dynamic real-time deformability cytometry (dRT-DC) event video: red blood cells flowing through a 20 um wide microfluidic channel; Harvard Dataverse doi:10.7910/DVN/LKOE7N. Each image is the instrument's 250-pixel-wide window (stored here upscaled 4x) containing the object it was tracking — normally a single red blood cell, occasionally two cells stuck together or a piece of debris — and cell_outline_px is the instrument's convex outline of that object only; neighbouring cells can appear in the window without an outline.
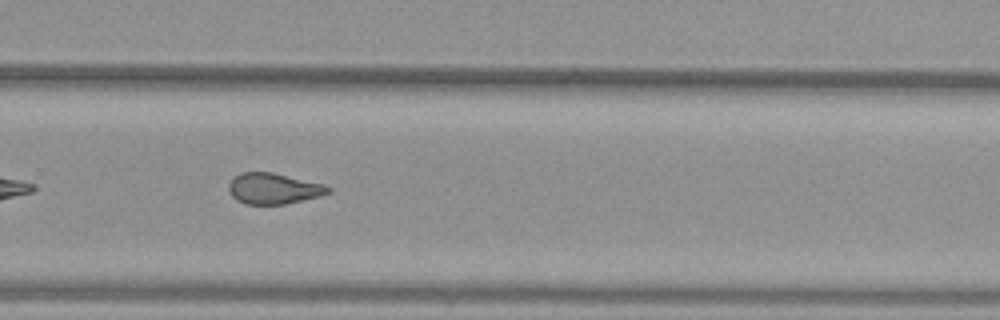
{"species": "common noctule bat (a hibernating species)", "species_latin": "Nyctalus noctula", "temperature_condition": "warm", "stored_images_in_passage": 34, "camera_frame_rate_fps": 3000, "um_per_image_px": 0.085, "animal": {"sex": "female", "body_mass_g": 29.2, "forearm_length_mm": 56.3}, "frame": {"image": 1, "passage_image": 20, "time_ms": 6.333, "image_size_px": [1000, 320], "cell_outline_px": [[332, 192], [320, 196], [284, 204], [244, 204], [236, 200], [232, 196], [228, 188], [228, 184], [232, 176], [240, 172], [272, 172], [324, 184], [332, 188]], "centroid_in_image_um": [23.23, 16.02], "position_along_channel_um": 306.6, "area_um2": 18.09}}